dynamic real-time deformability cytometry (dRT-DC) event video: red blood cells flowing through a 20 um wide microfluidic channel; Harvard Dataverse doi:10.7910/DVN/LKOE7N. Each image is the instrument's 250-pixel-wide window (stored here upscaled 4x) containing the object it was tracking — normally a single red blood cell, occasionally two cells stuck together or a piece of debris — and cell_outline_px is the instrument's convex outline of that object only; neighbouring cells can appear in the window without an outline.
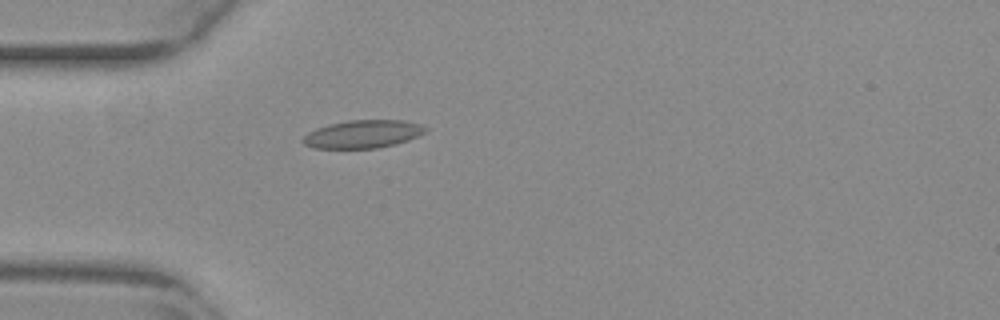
{"species": "common noctule bat (a hibernating species)", "species_latin": "Nyctalus noctula", "temperature_condition": "warm", "stored_images_in_passage": 39, "camera_frame_rate_fps": 3000, "um_per_image_px": 0.085, "animal": {"sex": "female", "body_mass_g": 29.2, "forearm_length_mm": 56.3}, "frame": {"image": 1, "passage_image": 1, "time_ms": 0.0, "image_size_px": [1000, 320], "cell_outline_px": [[428, 128], [424, 132], [408, 140], [396, 144], [376, 148], [316, 148], [304, 144], [300, 140], [308, 132], [316, 128], [328, 124], [348, 120], [404, 120], [424, 124]], "centroid_in_image_um": [30.85, 11.38], "position_along_channel_um": 54.2, "area_um2": 20.06}}
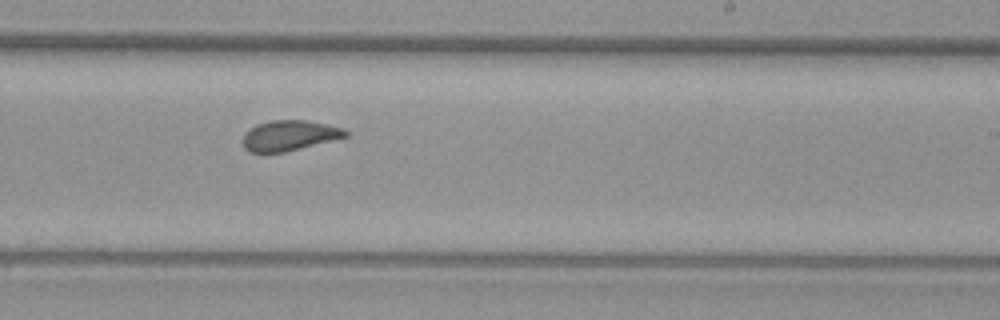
{"frame": {"image": 2, "passage_image": 18, "time_ms": 5.667, "image_size_px": [1000, 320], "cell_outline_px": [[348, 136], [284, 152], [264, 156], [248, 152], [244, 148], [244, 132], [256, 124], [268, 120], [304, 120], [328, 124], [344, 128], [348, 132]], "centroid_in_image_um": [24.53, 11.54], "position_along_channel_um": 264.5, "area_um2": 18.61}}
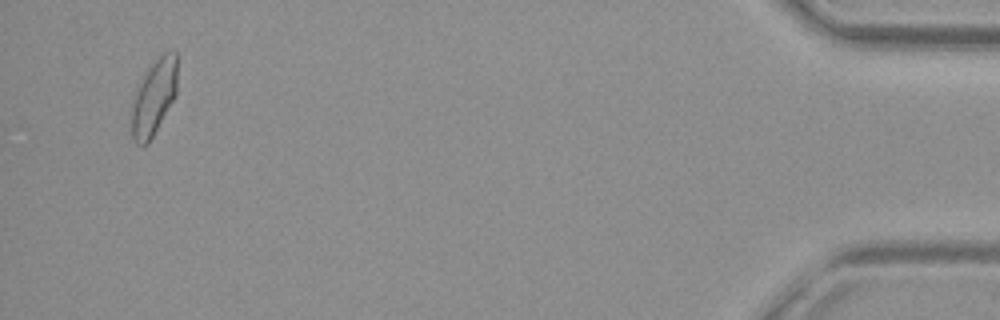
{"frame": {"image": 3, "passage_image": 37, "time_ms": 12.0, "image_size_px": [1000, 320], "cell_outline_px": [[176, 96], [148, 144], [140, 148], [132, 140], [132, 104], [136, 88], [144, 72], [164, 52], [176, 52]], "centroid_in_image_um": [13.05, 8.32], "position_along_channel_um": 422.1, "area_um2": 20.17}, "authors_computed_cell_mechanics": {"area_um2": 18.9006, "velocity_mm_per_s": 3.8419, "shape_relaxation_time_tau1_ms": null, "shape_relaxation_time_tau2_ms": 0.9411, "deformation_change_tau1": null, "deformation_change_tau2": 0.0767}}